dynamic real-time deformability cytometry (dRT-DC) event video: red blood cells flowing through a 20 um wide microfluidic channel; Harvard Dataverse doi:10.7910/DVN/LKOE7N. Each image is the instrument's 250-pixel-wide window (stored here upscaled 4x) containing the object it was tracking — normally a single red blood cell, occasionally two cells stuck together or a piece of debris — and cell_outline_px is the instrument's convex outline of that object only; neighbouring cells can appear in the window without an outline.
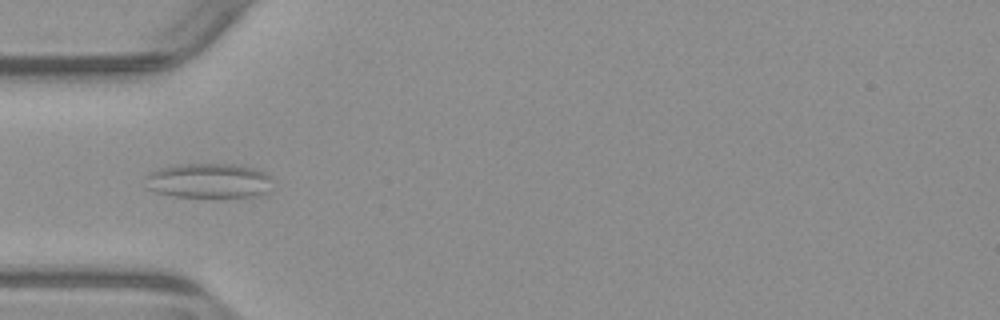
{"species": "common noctule bat (a hibernating species)", "species_latin": "Nyctalus noctula", "temperature_condition": "warm", "stored_images_in_passage": 53, "camera_frame_rate_fps": 3000, "um_per_image_px": 0.085, "animal": {"sex": "male", "body_mass_g": 23.1, "forearm_length_mm": 52.7}, "frame": {"image": 1, "passage_image": 16, "time_ms": 5.0, "image_size_px": [1000, 320], "cell_outline_px": [[268, 176], [264, 192], [256, 196], [176, 196], [156, 192], [148, 188], [148, 176], [152, 172], [160, 168], [176, 164], [240, 164], [256, 168], [268, 172]], "centroid_in_image_um": [17.72, 15.33], "position_along_channel_um": 67.3, "area_um2": 25.03}}
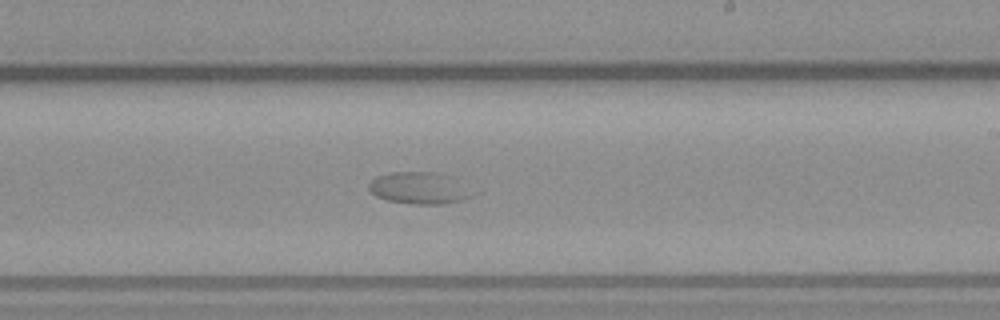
{"frame": {"image": 2, "passage_image": 31, "time_ms": 10.0, "image_size_px": [1000, 320], "cell_outline_px": [[468, 196], [460, 200], [444, 204], [408, 204], [388, 200], [376, 196], [368, 188], [368, 184], [376, 176], [388, 172], [436, 172]], "centroid_in_image_um": [35.3, 16.0], "position_along_channel_um": 253.7, "area_um2": 17.63}}
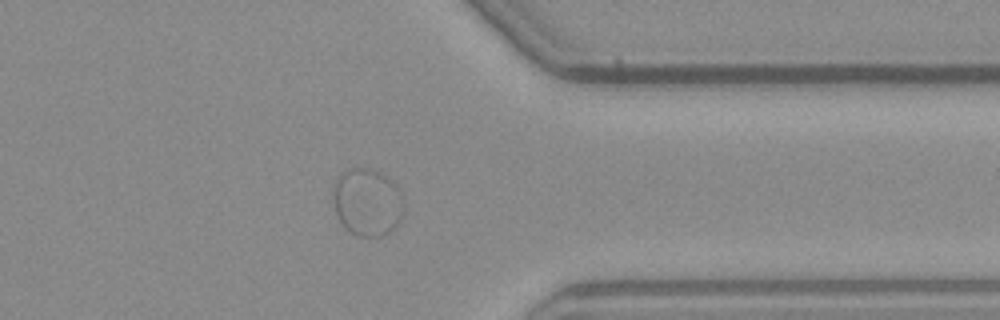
{"frame": {"image": 3, "passage_image": 42, "time_ms": 13.667, "image_size_px": [1000, 320], "cell_outline_px": [[400, 220], [396, 228], [380, 236], [356, 236], [344, 228], [336, 212], [332, 196], [332, 184], [336, 176], [344, 168], [356, 164], [380, 172], [392, 180], [396, 184], [400, 216]], "centroid_in_image_um": [31.09, 17.12], "position_along_channel_um": 380.3, "area_um2": 27.98}}